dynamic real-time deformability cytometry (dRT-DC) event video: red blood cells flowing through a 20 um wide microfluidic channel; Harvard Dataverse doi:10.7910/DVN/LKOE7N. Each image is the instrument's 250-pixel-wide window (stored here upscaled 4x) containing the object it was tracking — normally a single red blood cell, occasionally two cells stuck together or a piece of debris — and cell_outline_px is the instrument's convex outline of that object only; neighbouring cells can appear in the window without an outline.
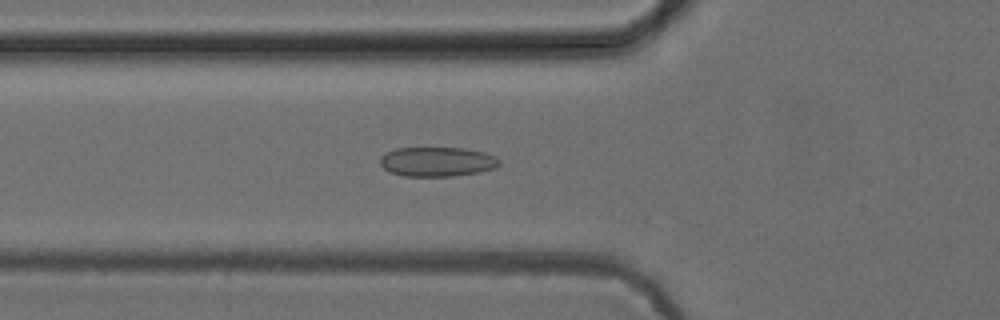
{"species": "common noctule bat (a hibernating species)", "species_latin": "Nyctalus noctula", "temperature_condition": "cold", "stored_images_in_passage": 52, "camera_frame_rate_fps": 3000, "um_per_image_px": 0.085, "animal": {"sex": "female", "body_mass_g": 24.6, "forearm_length_mm": 56.2}, "frame": {"image": 1, "passage_image": 18, "time_ms": 5.667, "image_size_px": [1000, 320], "cell_outline_px": [[500, 164], [496, 168], [480, 172], [452, 176], [404, 176], [388, 172], [380, 164], [380, 156], [396, 148], [464, 148], [484, 152], [496, 156], [500, 160]], "centroid_in_image_um": [37.17, 13.75], "position_along_channel_um": 88.6, "area_um2": 20.63}}
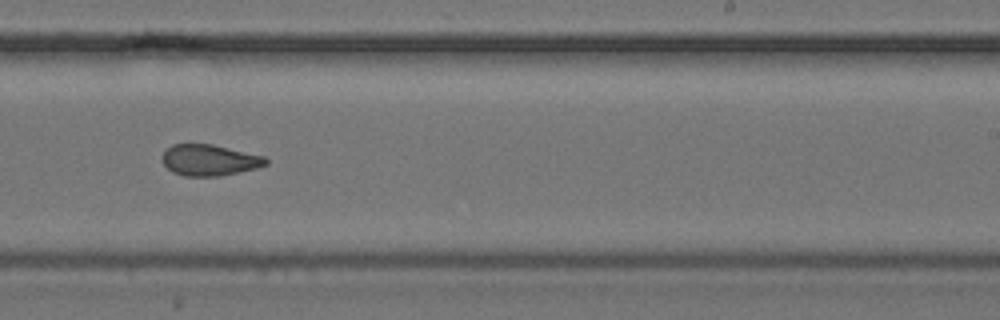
{"frame": {"image": 2, "passage_image": 32, "time_ms": 10.333, "image_size_px": [1000, 320], "cell_outline_px": [[268, 164], [256, 168], [220, 176], [184, 176], [172, 172], [164, 164], [160, 156], [172, 144], [212, 144], [264, 156], [268, 160]], "centroid_in_image_um": [17.78, 13.61], "position_along_channel_um": 271.2, "area_um2": 18.79}}
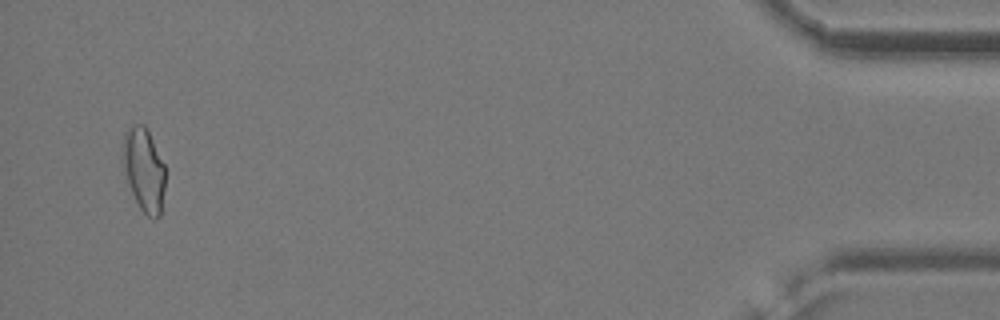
{"frame": {"image": 3, "passage_image": 50, "time_ms": 16.333, "image_size_px": [1000, 320], "cell_outline_px": [[164, 188], [160, 216], [156, 220], [152, 220], [140, 208], [132, 192], [124, 172], [120, 160], [120, 156], [124, 132], [132, 124], [144, 124], [148, 128], [164, 164]], "centroid_in_image_um": [12.2, 14.37], "position_along_channel_um": 423.0, "area_um2": 21.1}, "authors_computed_cell_mechanics": {"area_um2": 19.8832, "velocity_mm_per_s": 3.9012, "shape_relaxation_time_tau1_ms": 9.0086, "shape_relaxation_time_tau2_ms": 1.7219, "deformation_change_tau1": 0.1469, "deformation_change_tau2": 0.0874}}